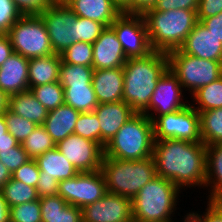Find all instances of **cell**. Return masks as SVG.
Listing matches in <instances>:
<instances>
[{"mask_svg": "<svg viewBox=\"0 0 222 222\" xmlns=\"http://www.w3.org/2000/svg\"><path fill=\"white\" fill-rule=\"evenodd\" d=\"M156 175L170 180L181 191L205 189L206 145L177 139L154 141ZM200 187V188H199Z\"/></svg>", "mask_w": 222, "mask_h": 222, "instance_id": "obj_1", "label": "cell"}, {"mask_svg": "<svg viewBox=\"0 0 222 222\" xmlns=\"http://www.w3.org/2000/svg\"><path fill=\"white\" fill-rule=\"evenodd\" d=\"M167 69L168 56L164 52L152 51L144 57L127 58L123 66V101L136 113H142Z\"/></svg>", "mask_w": 222, "mask_h": 222, "instance_id": "obj_2", "label": "cell"}, {"mask_svg": "<svg viewBox=\"0 0 222 222\" xmlns=\"http://www.w3.org/2000/svg\"><path fill=\"white\" fill-rule=\"evenodd\" d=\"M196 12L187 9L157 11L153 7L145 10L141 15L152 51L169 53L179 49L198 22Z\"/></svg>", "mask_w": 222, "mask_h": 222, "instance_id": "obj_3", "label": "cell"}, {"mask_svg": "<svg viewBox=\"0 0 222 222\" xmlns=\"http://www.w3.org/2000/svg\"><path fill=\"white\" fill-rule=\"evenodd\" d=\"M182 192L170 180L156 175L131 200L133 222H178L172 217Z\"/></svg>", "mask_w": 222, "mask_h": 222, "instance_id": "obj_4", "label": "cell"}, {"mask_svg": "<svg viewBox=\"0 0 222 222\" xmlns=\"http://www.w3.org/2000/svg\"><path fill=\"white\" fill-rule=\"evenodd\" d=\"M102 172L108 193L133 199L156 176L153 156L141 160H122L103 156Z\"/></svg>", "mask_w": 222, "mask_h": 222, "instance_id": "obj_5", "label": "cell"}, {"mask_svg": "<svg viewBox=\"0 0 222 222\" xmlns=\"http://www.w3.org/2000/svg\"><path fill=\"white\" fill-rule=\"evenodd\" d=\"M153 122L144 113H135L105 145L104 156L141 160L153 156Z\"/></svg>", "mask_w": 222, "mask_h": 222, "instance_id": "obj_6", "label": "cell"}, {"mask_svg": "<svg viewBox=\"0 0 222 222\" xmlns=\"http://www.w3.org/2000/svg\"><path fill=\"white\" fill-rule=\"evenodd\" d=\"M168 68L190 96L222 76V61L200 59L176 49L167 53Z\"/></svg>", "mask_w": 222, "mask_h": 222, "instance_id": "obj_7", "label": "cell"}, {"mask_svg": "<svg viewBox=\"0 0 222 222\" xmlns=\"http://www.w3.org/2000/svg\"><path fill=\"white\" fill-rule=\"evenodd\" d=\"M14 52L25 58L54 54L45 23L39 14L22 15L7 33Z\"/></svg>", "mask_w": 222, "mask_h": 222, "instance_id": "obj_8", "label": "cell"}, {"mask_svg": "<svg viewBox=\"0 0 222 222\" xmlns=\"http://www.w3.org/2000/svg\"><path fill=\"white\" fill-rule=\"evenodd\" d=\"M154 139H177L202 142L200 137V114L188 104L176 112L158 116L153 121Z\"/></svg>", "mask_w": 222, "mask_h": 222, "instance_id": "obj_9", "label": "cell"}, {"mask_svg": "<svg viewBox=\"0 0 222 222\" xmlns=\"http://www.w3.org/2000/svg\"><path fill=\"white\" fill-rule=\"evenodd\" d=\"M106 193L105 179L100 170L79 172L72 178L59 181L58 195L67 204L81 209L101 199Z\"/></svg>", "mask_w": 222, "mask_h": 222, "instance_id": "obj_10", "label": "cell"}, {"mask_svg": "<svg viewBox=\"0 0 222 222\" xmlns=\"http://www.w3.org/2000/svg\"><path fill=\"white\" fill-rule=\"evenodd\" d=\"M39 15L45 23L55 54H62L75 43L74 22L77 15L66 3H51Z\"/></svg>", "mask_w": 222, "mask_h": 222, "instance_id": "obj_11", "label": "cell"}, {"mask_svg": "<svg viewBox=\"0 0 222 222\" xmlns=\"http://www.w3.org/2000/svg\"><path fill=\"white\" fill-rule=\"evenodd\" d=\"M184 94L179 80L168 68L158 80L149 106L142 113L153 122L160 115L181 110L190 103Z\"/></svg>", "mask_w": 222, "mask_h": 222, "instance_id": "obj_12", "label": "cell"}, {"mask_svg": "<svg viewBox=\"0 0 222 222\" xmlns=\"http://www.w3.org/2000/svg\"><path fill=\"white\" fill-rule=\"evenodd\" d=\"M110 27L114 30L127 58L144 57L152 52L141 14L122 13Z\"/></svg>", "mask_w": 222, "mask_h": 222, "instance_id": "obj_13", "label": "cell"}, {"mask_svg": "<svg viewBox=\"0 0 222 222\" xmlns=\"http://www.w3.org/2000/svg\"><path fill=\"white\" fill-rule=\"evenodd\" d=\"M56 148L79 172H94L101 168L104 149L97 142L70 134L58 142Z\"/></svg>", "mask_w": 222, "mask_h": 222, "instance_id": "obj_14", "label": "cell"}, {"mask_svg": "<svg viewBox=\"0 0 222 222\" xmlns=\"http://www.w3.org/2000/svg\"><path fill=\"white\" fill-rule=\"evenodd\" d=\"M82 222H133L131 199L106 193L82 209Z\"/></svg>", "mask_w": 222, "mask_h": 222, "instance_id": "obj_15", "label": "cell"}, {"mask_svg": "<svg viewBox=\"0 0 222 222\" xmlns=\"http://www.w3.org/2000/svg\"><path fill=\"white\" fill-rule=\"evenodd\" d=\"M92 45L94 69L119 68L127 61L122 45L111 27H106Z\"/></svg>", "mask_w": 222, "mask_h": 222, "instance_id": "obj_16", "label": "cell"}, {"mask_svg": "<svg viewBox=\"0 0 222 222\" xmlns=\"http://www.w3.org/2000/svg\"><path fill=\"white\" fill-rule=\"evenodd\" d=\"M179 49L200 59L222 61V42L199 21Z\"/></svg>", "mask_w": 222, "mask_h": 222, "instance_id": "obj_17", "label": "cell"}, {"mask_svg": "<svg viewBox=\"0 0 222 222\" xmlns=\"http://www.w3.org/2000/svg\"><path fill=\"white\" fill-rule=\"evenodd\" d=\"M94 112L100 123L101 147L103 149L119 129L136 113L124 101L98 104Z\"/></svg>", "mask_w": 222, "mask_h": 222, "instance_id": "obj_18", "label": "cell"}, {"mask_svg": "<svg viewBox=\"0 0 222 222\" xmlns=\"http://www.w3.org/2000/svg\"><path fill=\"white\" fill-rule=\"evenodd\" d=\"M29 59L14 52L0 66V89L8 96L29 90Z\"/></svg>", "mask_w": 222, "mask_h": 222, "instance_id": "obj_19", "label": "cell"}, {"mask_svg": "<svg viewBox=\"0 0 222 222\" xmlns=\"http://www.w3.org/2000/svg\"><path fill=\"white\" fill-rule=\"evenodd\" d=\"M92 85L99 104L123 101V67L94 69Z\"/></svg>", "mask_w": 222, "mask_h": 222, "instance_id": "obj_20", "label": "cell"}, {"mask_svg": "<svg viewBox=\"0 0 222 222\" xmlns=\"http://www.w3.org/2000/svg\"><path fill=\"white\" fill-rule=\"evenodd\" d=\"M68 7L79 17L110 25L122 14L112 0H68Z\"/></svg>", "mask_w": 222, "mask_h": 222, "instance_id": "obj_21", "label": "cell"}, {"mask_svg": "<svg viewBox=\"0 0 222 222\" xmlns=\"http://www.w3.org/2000/svg\"><path fill=\"white\" fill-rule=\"evenodd\" d=\"M80 113V111L64 103L48 112L43 126L57 144L70 134H74L76 121Z\"/></svg>", "mask_w": 222, "mask_h": 222, "instance_id": "obj_22", "label": "cell"}, {"mask_svg": "<svg viewBox=\"0 0 222 222\" xmlns=\"http://www.w3.org/2000/svg\"><path fill=\"white\" fill-rule=\"evenodd\" d=\"M205 189L210 194L206 200L222 201V144L206 146Z\"/></svg>", "mask_w": 222, "mask_h": 222, "instance_id": "obj_23", "label": "cell"}, {"mask_svg": "<svg viewBox=\"0 0 222 222\" xmlns=\"http://www.w3.org/2000/svg\"><path fill=\"white\" fill-rule=\"evenodd\" d=\"M40 174L61 181L74 177L79 173L70 161L55 147L38 156L36 159Z\"/></svg>", "mask_w": 222, "mask_h": 222, "instance_id": "obj_24", "label": "cell"}, {"mask_svg": "<svg viewBox=\"0 0 222 222\" xmlns=\"http://www.w3.org/2000/svg\"><path fill=\"white\" fill-rule=\"evenodd\" d=\"M61 56L51 54L44 57L29 59V90L34 86L59 81V67Z\"/></svg>", "mask_w": 222, "mask_h": 222, "instance_id": "obj_25", "label": "cell"}, {"mask_svg": "<svg viewBox=\"0 0 222 222\" xmlns=\"http://www.w3.org/2000/svg\"><path fill=\"white\" fill-rule=\"evenodd\" d=\"M8 109L36 125H43L49 112L30 90L9 96Z\"/></svg>", "mask_w": 222, "mask_h": 222, "instance_id": "obj_26", "label": "cell"}, {"mask_svg": "<svg viewBox=\"0 0 222 222\" xmlns=\"http://www.w3.org/2000/svg\"><path fill=\"white\" fill-rule=\"evenodd\" d=\"M65 104L80 112H92L98 106L93 85L62 86Z\"/></svg>", "mask_w": 222, "mask_h": 222, "instance_id": "obj_27", "label": "cell"}, {"mask_svg": "<svg viewBox=\"0 0 222 222\" xmlns=\"http://www.w3.org/2000/svg\"><path fill=\"white\" fill-rule=\"evenodd\" d=\"M190 98L192 99L190 105L198 113L222 108V76L216 81L199 88Z\"/></svg>", "mask_w": 222, "mask_h": 222, "instance_id": "obj_28", "label": "cell"}, {"mask_svg": "<svg viewBox=\"0 0 222 222\" xmlns=\"http://www.w3.org/2000/svg\"><path fill=\"white\" fill-rule=\"evenodd\" d=\"M200 137L208 146L222 144V108L200 112Z\"/></svg>", "mask_w": 222, "mask_h": 222, "instance_id": "obj_29", "label": "cell"}, {"mask_svg": "<svg viewBox=\"0 0 222 222\" xmlns=\"http://www.w3.org/2000/svg\"><path fill=\"white\" fill-rule=\"evenodd\" d=\"M0 192L9 208L39 199L35 187L12 178L0 189Z\"/></svg>", "mask_w": 222, "mask_h": 222, "instance_id": "obj_30", "label": "cell"}, {"mask_svg": "<svg viewBox=\"0 0 222 222\" xmlns=\"http://www.w3.org/2000/svg\"><path fill=\"white\" fill-rule=\"evenodd\" d=\"M21 145L30 159H36L56 147V143L43 125H38Z\"/></svg>", "mask_w": 222, "mask_h": 222, "instance_id": "obj_31", "label": "cell"}, {"mask_svg": "<svg viewBox=\"0 0 222 222\" xmlns=\"http://www.w3.org/2000/svg\"><path fill=\"white\" fill-rule=\"evenodd\" d=\"M94 68L61 62L59 82L62 86L92 85Z\"/></svg>", "mask_w": 222, "mask_h": 222, "instance_id": "obj_32", "label": "cell"}, {"mask_svg": "<svg viewBox=\"0 0 222 222\" xmlns=\"http://www.w3.org/2000/svg\"><path fill=\"white\" fill-rule=\"evenodd\" d=\"M30 91L48 111L54 110L65 103L64 89L59 81L34 86Z\"/></svg>", "mask_w": 222, "mask_h": 222, "instance_id": "obj_33", "label": "cell"}, {"mask_svg": "<svg viewBox=\"0 0 222 222\" xmlns=\"http://www.w3.org/2000/svg\"><path fill=\"white\" fill-rule=\"evenodd\" d=\"M61 56V62L93 67V45L88 42H75Z\"/></svg>", "mask_w": 222, "mask_h": 222, "instance_id": "obj_34", "label": "cell"}, {"mask_svg": "<svg viewBox=\"0 0 222 222\" xmlns=\"http://www.w3.org/2000/svg\"><path fill=\"white\" fill-rule=\"evenodd\" d=\"M74 134L97 142L101 146L100 123L94 111L80 113L76 121Z\"/></svg>", "mask_w": 222, "mask_h": 222, "instance_id": "obj_35", "label": "cell"}, {"mask_svg": "<svg viewBox=\"0 0 222 222\" xmlns=\"http://www.w3.org/2000/svg\"><path fill=\"white\" fill-rule=\"evenodd\" d=\"M4 119L8 128V132L20 143L33 132L38 126L34 122L21 117L7 109L4 112Z\"/></svg>", "mask_w": 222, "mask_h": 222, "instance_id": "obj_36", "label": "cell"}, {"mask_svg": "<svg viewBox=\"0 0 222 222\" xmlns=\"http://www.w3.org/2000/svg\"><path fill=\"white\" fill-rule=\"evenodd\" d=\"M75 42L83 41L93 44L106 28L103 24L84 17L77 16L74 22Z\"/></svg>", "mask_w": 222, "mask_h": 222, "instance_id": "obj_37", "label": "cell"}, {"mask_svg": "<svg viewBox=\"0 0 222 222\" xmlns=\"http://www.w3.org/2000/svg\"><path fill=\"white\" fill-rule=\"evenodd\" d=\"M9 222H42L40 198L10 207Z\"/></svg>", "mask_w": 222, "mask_h": 222, "instance_id": "obj_38", "label": "cell"}, {"mask_svg": "<svg viewBox=\"0 0 222 222\" xmlns=\"http://www.w3.org/2000/svg\"><path fill=\"white\" fill-rule=\"evenodd\" d=\"M67 205V202L59 195L40 198L42 222H56L58 213Z\"/></svg>", "mask_w": 222, "mask_h": 222, "instance_id": "obj_39", "label": "cell"}, {"mask_svg": "<svg viewBox=\"0 0 222 222\" xmlns=\"http://www.w3.org/2000/svg\"><path fill=\"white\" fill-rule=\"evenodd\" d=\"M29 160L30 158L21 144L12 149L0 150V162H2L11 173Z\"/></svg>", "mask_w": 222, "mask_h": 222, "instance_id": "obj_40", "label": "cell"}, {"mask_svg": "<svg viewBox=\"0 0 222 222\" xmlns=\"http://www.w3.org/2000/svg\"><path fill=\"white\" fill-rule=\"evenodd\" d=\"M22 15L12 0H0V34H7Z\"/></svg>", "mask_w": 222, "mask_h": 222, "instance_id": "obj_41", "label": "cell"}, {"mask_svg": "<svg viewBox=\"0 0 222 222\" xmlns=\"http://www.w3.org/2000/svg\"><path fill=\"white\" fill-rule=\"evenodd\" d=\"M40 170L35 159H30L12 173V179L36 188Z\"/></svg>", "mask_w": 222, "mask_h": 222, "instance_id": "obj_42", "label": "cell"}, {"mask_svg": "<svg viewBox=\"0 0 222 222\" xmlns=\"http://www.w3.org/2000/svg\"><path fill=\"white\" fill-rule=\"evenodd\" d=\"M199 0H157L153 8L157 11H169L170 9H187L197 11Z\"/></svg>", "mask_w": 222, "mask_h": 222, "instance_id": "obj_43", "label": "cell"}, {"mask_svg": "<svg viewBox=\"0 0 222 222\" xmlns=\"http://www.w3.org/2000/svg\"><path fill=\"white\" fill-rule=\"evenodd\" d=\"M205 212L192 211L202 222H222V201L207 200ZM200 212V213H199Z\"/></svg>", "mask_w": 222, "mask_h": 222, "instance_id": "obj_44", "label": "cell"}, {"mask_svg": "<svg viewBox=\"0 0 222 222\" xmlns=\"http://www.w3.org/2000/svg\"><path fill=\"white\" fill-rule=\"evenodd\" d=\"M23 15L40 14L51 4L50 0H12Z\"/></svg>", "mask_w": 222, "mask_h": 222, "instance_id": "obj_45", "label": "cell"}, {"mask_svg": "<svg viewBox=\"0 0 222 222\" xmlns=\"http://www.w3.org/2000/svg\"><path fill=\"white\" fill-rule=\"evenodd\" d=\"M222 12V0H199L197 19L200 22L205 18L215 16Z\"/></svg>", "mask_w": 222, "mask_h": 222, "instance_id": "obj_46", "label": "cell"}, {"mask_svg": "<svg viewBox=\"0 0 222 222\" xmlns=\"http://www.w3.org/2000/svg\"><path fill=\"white\" fill-rule=\"evenodd\" d=\"M59 181L49 176H39L36 190L39 198L58 195Z\"/></svg>", "mask_w": 222, "mask_h": 222, "instance_id": "obj_47", "label": "cell"}, {"mask_svg": "<svg viewBox=\"0 0 222 222\" xmlns=\"http://www.w3.org/2000/svg\"><path fill=\"white\" fill-rule=\"evenodd\" d=\"M56 222H82L81 208L67 204L58 213Z\"/></svg>", "mask_w": 222, "mask_h": 222, "instance_id": "obj_48", "label": "cell"}, {"mask_svg": "<svg viewBox=\"0 0 222 222\" xmlns=\"http://www.w3.org/2000/svg\"><path fill=\"white\" fill-rule=\"evenodd\" d=\"M200 22L222 42V12Z\"/></svg>", "mask_w": 222, "mask_h": 222, "instance_id": "obj_49", "label": "cell"}, {"mask_svg": "<svg viewBox=\"0 0 222 222\" xmlns=\"http://www.w3.org/2000/svg\"><path fill=\"white\" fill-rule=\"evenodd\" d=\"M14 53L7 34H0V66Z\"/></svg>", "mask_w": 222, "mask_h": 222, "instance_id": "obj_50", "label": "cell"}, {"mask_svg": "<svg viewBox=\"0 0 222 222\" xmlns=\"http://www.w3.org/2000/svg\"><path fill=\"white\" fill-rule=\"evenodd\" d=\"M157 0H132L131 14H142L145 10L152 8Z\"/></svg>", "mask_w": 222, "mask_h": 222, "instance_id": "obj_51", "label": "cell"}, {"mask_svg": "<svg viewBox=\"0 0 222 222\" xmlns=\"http://www.w3.org/2000/svg\"><path fill=\"white\" fill-rule=\"evenodd\" d=\"M20 143L7 131L6 136L0 137V150L12 149Z\"/></svg>", "mask_w": 222, "mask_h": 222, "instance_id": "obj_52", "label": "cell"}, {"mask_svg": "<svg viewBox=\"0 0 222 222\" xmlns=\"http://www.w3.org/2000/svg\"><path fill=\"white\" fill-rule=\"evenodd\" d=\"M0 222H9V207L0 192Z\"/></svg>", "mask_w": 222, "mask_h": 222, "instance_id": "obj_53", "label": "cell"}, {"mask_svg": "<svg viewBox=\"0 0 222 222\" xmlns=\"http://www.w3.org/2000/svg\"><path fill=\"white\" fill-rule=\"evenodd\" d=\"M12 178V173L0 162V189Z\"/></svg>", "mask_w": 222, "mask_h": 222, "instance_id": "obj_54", "label": "cell"}, {"mask_svg": "<svg viewBox=\"0 0 222 222\" xmlns=\"http://www.w3.org/2000/svg\"><path fill=\"white\" fill-rule=\"evenodd\" d=\"M122 13L131 14L132 0H112Z\"/></svg>", "mask_w": 222, "mask_h": 222, "instance_id": "obj_55", "label": "cell"}, {"mask_svg": "<svg viewBox=\"0 0 222 222\" xmlns=\"http://www.w3.org/2000/svg\"><path fill=\"white\" fill-rule=\"evenodd\" d=\"M9 96L0 89V114H3L8 109Z\"/></svg>", "mask_w": 222, "mask_h": 222, "instance_id": "obj_56", "label": "cell"}, {"mask_svg": "<svg viewBox=\"0 0 222 222\" xmlns=\"http://www.w3.org/2000/svg\"><path fill=\"white\" fill-rule=\"evenodd\" d=\"M183 219L182 222H202L192 211L186 213Z\"/></svg>", "mask_w": 222, "mask_h": 222, "instance_id": "obj_57", "label": "cell"}, {"mask_svg": "<svg viewBox=\"0 0 222 222\" xmlns=\"http://www.w3.org/2000/svg\"><path fill=\"white\" fill-rule=\"evenodd\" d=\"M8 131L5 119H4V113L0 114V137L6 136V132Z\"/></svg>", "mask_w": 222, "mask_h": 222, "instance_id": "obj_58", "label": "cell"}, {"mask_svg": "<svg viewBox=\"0 0 222 222\" xmlns=\"http://www.w3.org/2000/svg\"><path fill=\"white\" fill-rule=\"evenodd\" d=\"M51 3H66L68 0H50Z\"/></svg>", "mask_w": 222, "mask_h": 222, "instance_id": "obj_59", "label": "cell"}]
</instances>
